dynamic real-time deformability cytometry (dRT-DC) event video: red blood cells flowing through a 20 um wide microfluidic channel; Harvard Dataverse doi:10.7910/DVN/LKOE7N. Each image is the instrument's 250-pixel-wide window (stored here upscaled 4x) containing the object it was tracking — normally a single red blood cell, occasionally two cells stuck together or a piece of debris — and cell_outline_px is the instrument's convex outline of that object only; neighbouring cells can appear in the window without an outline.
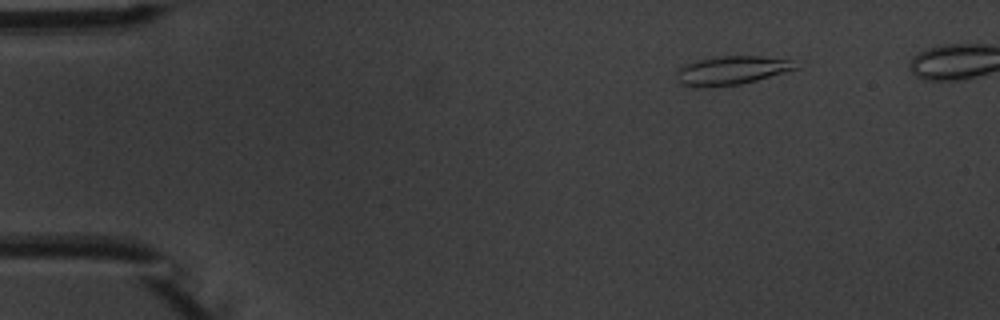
{"species": "common noctule bat (a hibernating species)", "species_latin": "Nyctalus noctula", "temperature_condition": "warm", "stored_images_in_passage": 4, "camera_frame_rate_fps": 3000, "um_per_image_px": 0.085, "animal": {"sex": "male", "body_mass_g": 20.1, "forearm_length_mm": 53.5}, "frame": {"image": 1, "passage_image": 1, "time_ms": 0.0, "image_size_px": [1000, 320], "cell_outline_px": [[800, 68], [756, 80], [740, 84], [676, 84], [676, 72], [684, 64], [700, 60], [720, 56], [756, 56], [792, 60]], "centroid_in_image_um": [62.23, 5.94], "position_along_channel_um": 22.8, "area_um2": 19.02}}